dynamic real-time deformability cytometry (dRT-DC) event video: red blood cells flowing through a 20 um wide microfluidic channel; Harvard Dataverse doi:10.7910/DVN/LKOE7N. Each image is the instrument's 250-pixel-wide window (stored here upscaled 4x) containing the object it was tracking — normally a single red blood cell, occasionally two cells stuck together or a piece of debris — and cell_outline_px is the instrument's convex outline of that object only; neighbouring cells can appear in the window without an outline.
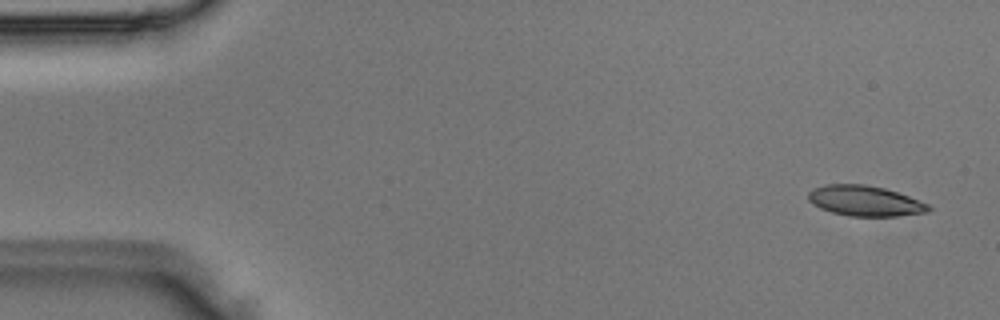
{"species": "Egyptian fruit bat (a non-hibernating species)", "species_latin": "Rousettus aegyptiacus", "temperature_condition": "room temperature", "stored_images_in_passage": 4, "camera_frame_rate_fps": 3000, "um_per_image_px": 0.085, "animal": {"sex": "male"}, "frame": {"image": 1, "passage_image": 1, "time_ms": 0.0, "image_size_px": [1000, 320], "cell_outline_px": [[932, 208], [928, 212], [896, 216], [848, 216], [832, 212], [820, 208], [812, 204], [808, 200], [808, 192], [812, 188], [828, 184], [864, 184], [884, 188], [908, 196], [928, 204]], "centroid_in_image_um": [73.49, 17.07], "position_along_channel_um": 11.5, "area_um2": 21.27}}
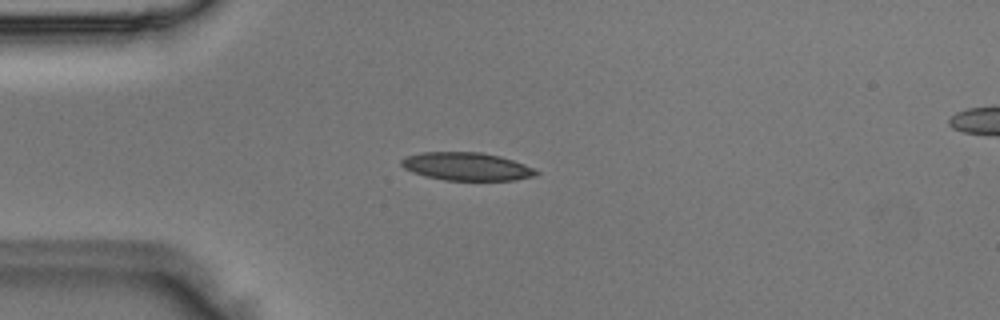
{"frame": {"image": 2, "passage_image": 3, "time_ms": 0.667, "image_size_px": [1000, 320], "cell_outline_px": [[540, 172], [536, 176], [516, 180], [444, 180], [424, 176], [412, 172], [404, 168], [400, 164], [400, 160], [404, 156], [424, 152], [480, 152], [500, 156], [524, 164]], "centroid_in_image_um": [39.64, 14.15], "position_along_channel_um": 45.4, "area_um2": 22.08}}